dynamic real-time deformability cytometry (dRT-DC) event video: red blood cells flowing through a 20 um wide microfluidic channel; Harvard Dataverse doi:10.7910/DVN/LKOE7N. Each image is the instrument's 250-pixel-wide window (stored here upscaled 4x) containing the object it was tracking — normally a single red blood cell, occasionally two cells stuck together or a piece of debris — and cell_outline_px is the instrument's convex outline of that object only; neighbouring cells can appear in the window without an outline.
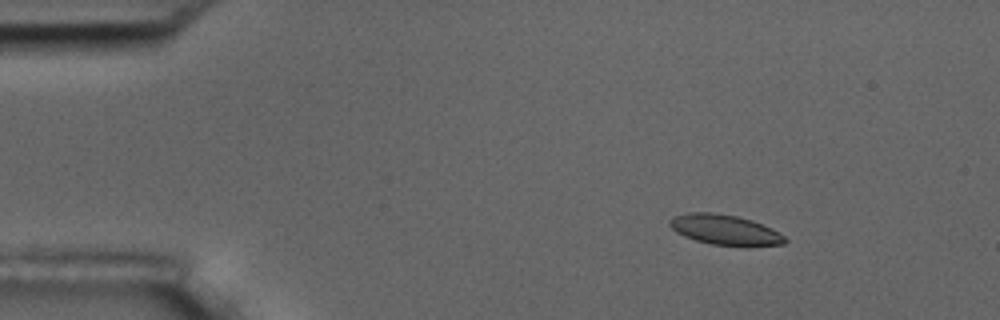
{"species": "common noctule bat (a hibernating species)", "species_latin": "Nyctalus noctula", "temperature_condition": "room temperature", "stored_images_in_passage": 8, "camera_frame_rate_fps": 3000, "um_per_image_px": 0.085, "animal": {"sex": "male", "body_mass_g": 17.5, "forearm_length_mm": 52.3}, "frame": {"image": 1, "passage_image": 3, "time_ms": 2.667, "image_size_px": [1000, 320], "cell_outline_px": [[788, 240], [784, 244], [712, 244], [696, 240], [684, 236], [676, 232], [668, 224], [668, 220], [672, 216], [688, 212], [712, 212], [736, 216], [752, 220], [772, 228], [784, 236]], "centroid_in_image_um": [61.54, 19.49], "position_along_channel_um": 23.5, "area_um2": 19.77}}
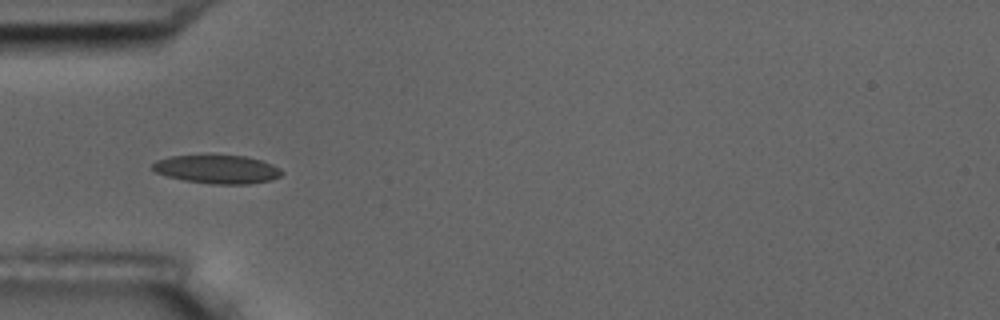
{"frame": {"image": 2, "passage_image": 6, "time_ms": 6.0, "image_size_px": [1000, 320], "cell_outline_px": [[284, 172], [280, 176], [272, 180], [248, 184], [212, 184], [184, 180], [168, 176], [156, 172], [152, 168], [152, 164], [156, 160], [172, 156], [212, 152], [244, 156], [260, 160], [272, 164], [280, 168]], "centroid_in_image_um": [18.46, 14.34], "position_along_channel_um": 66.5, "area_um2": 22.25}}